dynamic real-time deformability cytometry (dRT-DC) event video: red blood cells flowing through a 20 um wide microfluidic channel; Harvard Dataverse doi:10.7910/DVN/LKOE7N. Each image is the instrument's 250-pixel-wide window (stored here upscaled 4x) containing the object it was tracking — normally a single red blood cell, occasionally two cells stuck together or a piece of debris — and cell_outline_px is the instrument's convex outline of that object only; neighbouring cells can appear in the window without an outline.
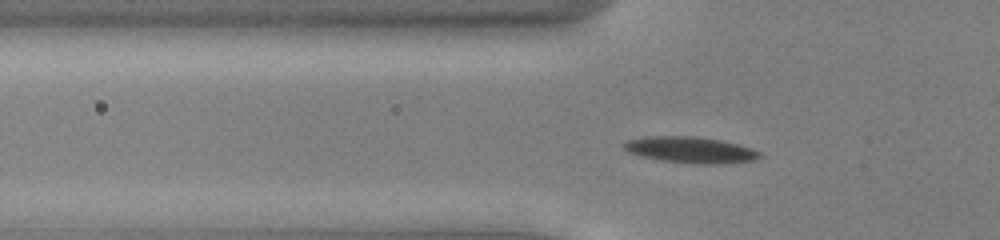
{"species": "common noctule bat (a hibernating species)", "species_latin": "Nyctalus noctula", "temperature_condition": "cold", "stored_images_in_passage": 46, "camera_frame_rate_fps": 3000, "um_per_image_px": 0.085, "animal": {"sex": "male", "body_mass_g": 13.0, "forearm_length_mm": 53.1}, "frame": {"image": 1, "passage_image": 11, "time_ms": 3.333, "image_size_px": [1000, 240], "cell_outline_px": [[764, 156], [752, 160], [724, 164], [692, 164], [660, 160], [640, 156], [628, 152], [624, 148], [624, 144], [628, 140], [644, 136], [692, 136], [720, 140], [752, 148], [760, 152]], "centroid_in_image_um": [58.69, 12.75], "position_along_channel_um": 67.1, "area_um2": 20.81}}
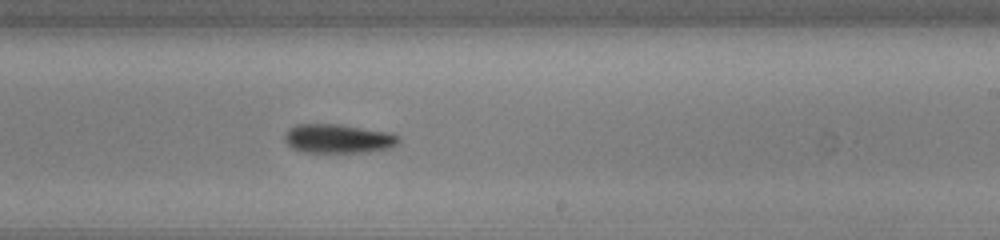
{"frame": {"image": 2, "passage_image": 26, "time_ms": 8.333, "image_size_px": [1000, 240], "cell_outline_px": [[400, 140], [396, 144], [388, 148], [368, 152], [304, 152], [292, 148], [284, 140], [284, 136], [288, 128], [296, 124], [340, 124], [392, 132], [400, 136]], "centroid_in_image_um": [28.75, 11.77], "position_along_channel_um": 260.2, "area_um2": 19.48}}
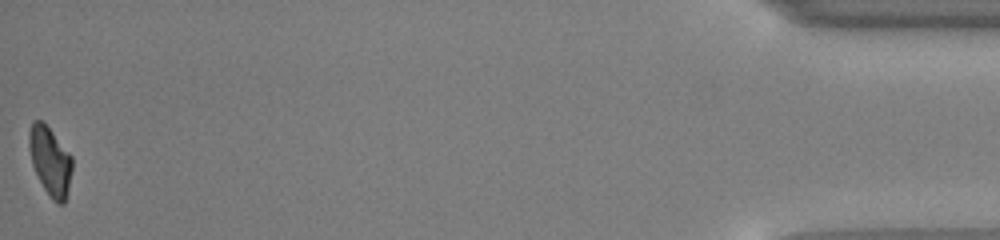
{"frame": {"image": 3, "passage_image": 46, "time_ms": 15.0, "image_size_px": [1000, 240], "cell_outline_px": [[72, 168], [68, 188], [64, 204], [56, 204], [52, 200], [44, 188], [32, 164], [28, 148], [28, 132], [32, 120], [44, 120], [72, 156]], "centroid_in_image_um": [4.24, 13.63], "position_along_channel_um": 431.0, "area_um2": 17.46}, "authors_computed_cell_mechanics": {"area_um2": 18.6694, "velocity_mm_per_s": 3.9129, "shape_relaxation_time_tau1_ms": 2.3884, "shape_relaxation_time_tau2_ms": null, "deformation_change_tau1": 0.0952, "deformation_change_tau2": null}}